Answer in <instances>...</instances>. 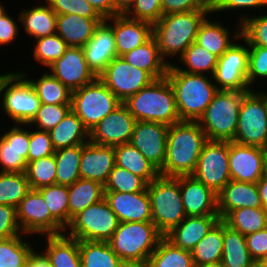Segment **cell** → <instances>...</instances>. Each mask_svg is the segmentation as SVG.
Here are the masks:
<instances>
[{
	"label": "cell",
	"instance_id": "6da1fadb",
	"mask_svg": "<svg viewBox=\"0 0 267 267\" xmlns=\"http://www.w3.org/2000/svg\"><path fill=\"white\" fill-rule=\"evenodd\" d=\"M198 121H179L169 126L165 163L159 175L178 177L192 175L207 142Z\"/></svg>",
	"mask_w": 267,
	"mask_h": 267
},
{
	"label": "cell",
	"instance_id": "7a4b0ae2",
	"mask_svg": "<svg viewBox=\"0 0 267 267\" xmlns=\"http://www.w3.org/2000/svg\"><path fill=\"white\" fill-rule=\"evenodd\" d=\"M166 78L174 91L181 121H198L218 92L207 75L178 71L174 64H169Z\"/></svg>",
	"mask_w": 267,
	"mask_h": 267
},
{
	"label": "cell",
	"instance_id": "3957f363",
	"mask_svg": "<svg viewBox=\"0 0 267 267\" xmlns=\"http://www.w3.org/2000/svg\"><path fill=\"white\" fill-rule=\"evenodd\" d=\"M123 104L137 121H152L168 126L181 121L174 91L165 77L155 79Z\"/></svg>",
	"mask_w": 267,
	"mask_h": 267
},
{
	"label": "cell",
	"instance_id": "277c9868",
	"mask_svg": "<svg viewBox=\"0 0 267 267\" xmlns=\"http://www.w3.org/2000/svg\"><path fill=\"white\" fill-rule=\"evenodd\" d=\"M163 237L152 221L119 222L107 242L126 265L144 267Z\"/></svg>",
	"mask_w": 267,
	"mask_h": 267
},
{
	"label": "cell",
	"instance_id": "5b68a950",
	"mask_svg": "<svg viewBox=\"0 0 267 267\" xmlns=\"http://www.w3.org/2000/svg\"><path fill=\"white\" fill-rule=\"evenodd\" d=\"M211 10H194L163 15L153 24V37L156 39L161 57L178 55L196 41L200 24ZM178 53V54H177ZM165 57V58H164Z\"/></svg>",
	"mask_w": 267,
	"mask_h": 267
},
{
	"label": "cell",
	"instance_id": "8992f818",
	"mask_svg": "<svg viewBox=\"0 0 267 267\" xmlns=\"http://www.w3.org/2000/svg\"><path fill=\"white\" fill-rule=\"evenodd\" d=\"M250 91L218 90L198 120L210 141H233L243 98Z\"/></svg>",
	"mask_w": 267,
	"mask_h": 267
},
{
	"label": "cell",
	"instance_id": "52a82bcc",
	"mask_svg": "<svg viewBox=\"0 0 267 267\" xmlns=\"http://www.w3.org/2000/svg\"><path fill=\"white\" fill-rule=\"evenodd\" d=\"M147 192L150 198L152 222L165 236L186 217L180 192V176L159 175L147 184Z\"/></svg>",
	"mask_w": 267,
	"mask_h": 267
},
{
	"label": "cell",
	"instance_id": "ba28073f",
	"mask_svg": "<svg viewBox=\"0 0 267 267\" xmlns=\"http://www.w3.org/2000/svg\"><path fill=\"white\" fill-rule=\"evenodd\" d=\"M121 104L98 77L71 93V110L89 132Z\"/></svg>",
	"mask_w": 267,
	"mask_h": 267
},
{
	"label": "cell",
	"instance_id": "9c48e42d",
	"mask_svg": "<svg viewBox=\"0 0 267 267\" xmlns=\"http://www.w3.org/2000/svg\"><path fill=\"white\" fill-rule=\"evenodd\" d=\"M25 77L26 75L20 71L10 72L0 87L5 114L15 124H28L35 117L41 104L34 87Z\"/></svg>",
	"mask_w": 267,
	"mask_h": 267
},
{
	"label": "cell",
	"instance_id": "30bf717a",
	"mask_svg": "<svg viewBox=\"0 0 267 267\" xmlns=\"http://www.w3.org/2000/svg\"><path fill=\"white\" fill-rule=\"evenodd\" d=\"M119 220L105 199L75 215L67 226L69 237L78 241L107 242L118 228Z\"/></svg>",
	"mask_w": 267,
	"mask_h": 267
},
{
	"label": "cell",
	"instance_id": "8fae6325",
	"mask_svg": "<svg viewBox=\"0 0 267 267\" xmlns=\"http://www.w3.org/2000/svg\"><path fill=\"white\" fill-rule=\"evenodd\" d=\"M234 142L267 149V112L258 91L251 90L240 106Z\"/></svg>",
	"mask_w": 267,
	"mask_h": 267
},
{
	"label": "cell",
	"instance_id": "7c38bea8",
	"mask_svg": "<svg viewBox=\"0 0 267 267\" xmlns=\"http://www.w3.org/2000/svg\"><path fill=\"white\" fill-rule=\"evenodd\" d=\"M192 176L218 194L231 180L229 142L208 140L202 148Z\"/></svg>",
	"mask_w": 267,
	"mask_h": 267
},
{
	"label": "cell",
	"instance_id": "4fadbf2b",
	"mask_svg": "<svg viewBox=\"0 0 267 267\" xmlns=\"http://www.w3.org/2000/svg\"><path fill=\"white\" fill-rule=\"evenodd\" d=\"M123 103L155 79L145 70L130 65L123 57H115L98 76Z\"/></svg>",
	"mask_w": 267,
	"mask_h": 267
},
{
	"label": "cell",
	"instance_id": "5bb4252c",
	"mask_svg": "<svg viewBox=\"0 0 267 267\" xmlns=\"http://www.w3.org/2000/svg\"><path fill=\"white\" fill-rule=\"evenodd\" d=\"M17 219L22 233L28 235H60L66 231L51 215L38 190L31 189L21 200L17 207Z\"/></svg>",
	"mask_w": 267,
	"mask_h": 267
},
{
	"label": "cell",
	"instance_id": "9a60e30c",
	"mask_svg": "<svg viewBox=\"0 0 267 267\" xmlns=\"http://www.w3.org/2000/svg\"><path fill=\"white\" fill-rule=\"evenodd\" d=\"M249 49L242 44L233 43L230 48L218 58L213 73V80L218 90L251 91L247 82Z\"/></svg>",
	"mask_w": 267,
	"mask_h": 267
},
{
	"label": "cell",
	"instance_id": "2e32d148",
	"mask_svg": "<svg viewBox=\"0 0 267 267\" xmlns=\"http://www.w3.org/2000/svg\"><path fill=\"white\" fill-rule=\"evenodd\" d=\"M267 149L229 142L230 179L257 183L265 174Z\"/></svg>",
	"mask_w": 267,
	"mask_h": 267
},
{
	"label": "cell",
	"instance_id": "e0dca14e",
	"mask_svg": "<svg viewBox=\"0 0 267 267\" xmlns=\"http://www.w3.org/2000/svg\"><path fill=\"white\" fill-rule=\"evenodd\" d=\"M136 122L122 103L89 132V141L113 147L130 143Z\"/></svg>",
	"mask_w": 267,
	"mask_h": 267
},
{
	"label": "cell",
	"instance_id": "ac0fdd59",
	"mask_svg": "<svg viewBox=\"0 0 267 267\" xmlns=\"http://www.w3.org/2000/svg\"><path fill=\"white\" fill-rule=\"evenodd\" d=\"M168 130L162 123L137 121L130 141L158 171L165 163Z\"/></svg>",
	"mask_w": 267,
	"mask_h": 267
},
{
	"label": "cell",
	"instance_id": "d6986e66",
	"mask_svg": "<svg viewBox=\"0 0 267 267\" xmlns=\"http://www.w3.org/2000/svg\"><path fill=\"white\" fill-rule=\"evenodd\" d=\"M48 68L52 70L50 74L71 92L97 78L88 67L82 47H68L63 56L54 61Z\"/></svg>",
	"mask_w": 267,
	"mask_h": 267
},
{
	"label": "cell",
	"instance_id": "ffe728a7",
	"mask_svg": "<svg viewBox=\"0 0 267 267\" xmlns=\"http://www.w3.org/2000/svg\"><path fill=\"white\" fill-rule=\"evenodd\" d=\"M16 124L0 137V172L25 173L28 163L30 131Z\"/></svg>",
	"mask_w": 267,
	"mask_h": 267
},
{
	"label": "cell",
	"instance_id": "44dd1931",
	"mask_svg": "<svg viewBox=\"0 0 267 267\" xmlns=\"http://www.w3.org/2000/svg\"><path fill=\"white\" fill-rule=\"evenodd\" d=\"M104 21H113L108 24L114 35L117 56H122L136 47L145 44L153 37V24L135 20L127 17L125 14L115 15Z\"/></svg>",
	"mask_w": 267,
	"mask_h": 267
},
{
	"label": "cell",
	"instance_id": "7402d4cb",
	"mask_svg": "<svg viewBox=\"0 0 267 267\" xmlns=\"http://www.w3.org/2000/svg\"><path fill=\"white\" fill-rule=\"evenodd\" d=\"M104 199L116 214L119 222L152 221L147 188L135 193L104 191Z\"/></svg>",
	"mask_w": 267,
	"mask_h": 267
},
{
	"label": "cell",
	"instance_id": "603a6c76",
	"mask_svg": "<svg viewBox=\"0 0 267 267\" xmlns=\"http://www.w3.org/2000/svg\"><path fill=\"white\" fill-rule=\"evenodd\" d=\"M180 192L186 216L218 215L217 194L192 175L180 176Z\"/></svg>",
	"mask_w": 267,
	"mask_h": 267
},
{
	"label": "cell",
	"instance_id": "cb8c5ba5",
	"mask_svg": "<svg viewBox=\"0 0 267 267\" xmlns=\"http://www.w3.org/2000/svg\"><path fill=\"white\" fill-rule=\"evenodd\" d=\"M115 166V149L113 146L99 145L88 141L82 144L80 177L104 185Z\"/></svg>",
	"mask_w": 267,
	"mask_h": 267
},
{
	"label": "cell",
	"instance_id": "d4e9b609",
	"mask_svg": "<svg viewBox=\"0 0 267 267\" xmlns=\"http://www.w3.org/2000/svg\"><path fill=\"white\" fill-rule=\"evenodd\" d=\"M88 67L98 77L106 66L117 57L112 28L103 21L91 39L82 47Z\"/></svg>",
	"mask_w": 267,
	"mask_h": 267
},
{
	"label": "cell",
	"instance_id": "484cf974",
	"mask_svg": "<svg viewBox=\"0 0 267 267\" xmlns=\"http://www.w3.org/2000/svg\"><path fill=\"white\" fill-rule=\"evenodd\" d=\"M217 200L220 220L232 210L246 207H263L256 183L230 180L217 194Z\"/></svg>",
	"mask_w": 267,
	"mask_h": 267
},
{
	"label": "cell",
	"instance_id": "4316f807",
	"mask_svg": "<svg viewBox=\"0 0 267 267\" xmlns=\"http://www.w3.org/2000/svg\"><path fill=\"white\" fill-rule=\"evenodd\" d=\"M219 220V215L186 216L164 237L174 246L191 251Z\"/></svg>",
	"mask_w": 267,
	"mask_h": 267
},
{
	"label": "cell",
	"instance_id": "83f0119b",
	"mask_svg": "<svg viewBox=\"0 0 267 267\" xmlns=\"http://www.w3.org/2000/svg\"><path fill=\"white\" fill-rule=\"evenodd\" d=\"M104 19L85 18L77 14H57L56 33L69 47H83Z\"/></svg>",
	"mask_w": 267,
	"mask_h": 267
},
{
	"label": "cell",
	"instance_id": "f1b7e54d",
	"mask_svg": "<svg viewBox=\"0 0 267 267\" xmlns=\"http://www.w3.org/2000/svg\"><path fill=\"white\" fill-rule=\"evenodd\" d=\"M123 57L130 65L147 71L154 79L167 75L169 61H165L159 52L157 41L152 37L145 44L126 52Z\"/></svg>",
	"mask_w": 267,
	"mask_h": 267
},
{
	"label": "cell",
	"instance_id": "f546056e",
	"mask_svg": "<svg viewBox=\"0 0 267 267\" xmlns=\"http://www.w3.org/2000/svg\"><path fill=\"white\" fill-rule=\"evenodd\" d=\"M46 250L43 253L51 267H82L79 241L66 234L46 235Z\"/></svg>",
	"mask_w": 267,
	"mask_h": 267
},
{
	"label": "cell",
	"instance_id": "4dcf8cb0",
	"mask_svg": "<svg viewBox=\"0 0 267 267\" xmlns=\"http://www.w3.org/2000/svg\"><path fill=\"white\" fill-rule=\"evenodd\" d=\"M49 134L55 150L82 145L89 141L88 129L72 110L49 131Z\"/></svg>",
	"mask_w": 267,
	"mask_h": 267
},
{
	"label": "cell",
	"instance_id": "1f68e13d",
	"mask_svg": "<svg viewBox=\"0 0 267 267\" xmlns=\"http://www.w3.org/2000/svg\"><path fill=\"white\" fill-rule=\"evenodd\" d=\"M224 267H256L246 245L245 235L230 228L223 222V255Z\"/></svg>",
	"mask_w": 267,
	"mask_h": 267
},
{
	"label": "cell",
	"instance_id": "d6a6232c",
	"mask_svg": "<svg viewBox=\"0 0 267 267\" xmlns=\"http://www.w3.org/2000/svg\"><path fill=\"white\" fill-rule=\"evenodd\" d=\"M102 199L104 185L99 182L80 178L68 186L69 224L75 215Z\"/></svg>",
	"mask_w": 267,
	"mask_h": 267
},
{
	"label": "cell",
	"instance_id": "836d02e7",
	"mask_svg": "<svg viewBox=\"0 0 267 267\" xmlns=\"http://www.w3.org/2000/svg\"><path fill=\"white\" fill-rule=\"evenodd\" d=\"M19 20L24 31L35 39L56 33L57 14L48 4L21 11Z\"/></svg>",
	"mask_w": 267,
	"mask_h": 267
},
{
	"label": "cell",
	"instance_id": "e575fe53",
	"mask_svg": "<svg viewBox=\"0 0 267 267\" xmlns=\"http://www.w3.org/2000/svg\"><path fill=\"white\" fill-rule=\"evenodd\" d=\"M115 165L142 177L150 183L159 176V171L130 143L114 146Z\"/></svg>",
	"mask_w": 267,
	"mask_h": 267
},
{
	"label": "cell",
	"instance_id": "d590c367",
	"mask_svg": "<svg viewBox=\"0 0 267 267\" xmlns=\"http://www.w3.org/2000/svg\"><path fill=\"white\" fill-rule=\"evenodd\" d=\"M230 35L220 22L205 18L199 26L195 42L219 58L234 42L229 39Z\"/></svg>",
	"mask_w": 267,
	"mask_h": 267
},
{
	"label": "cell",
	"instance_id": "8d00e7d4",
	"mask_svg": "<svg viewBox=\"0 0 267 267\" xmlns=\"http://www.w3.org/2000/svg\"><path fill=\"white\" fill-rule=\"evenodd\" d=\"M194 266L219 262L223 255V221L219 220L191 250Z\"/></svg>",
	"mask_w": 267,
	"mask_h": 267
},
{
	"label": "cell",
	"instance_id": "74e56055",
	"mask_svg": "<svg viewBox=\"0 0 267 267\" xmlns=\"http://www.w3.org/2000/svg\"><path fill=\"white\" fill-rule=\"evenodd\" d=\"M82 267H125L108 242L79 241Z\"/></svg>",
	"mask_w": 267,
	"mask_h": 267
},
{
	"label": "cell",
	"instance_id": "f35d334b",
	"mask_svg": "<svg viewBox=\"0 0 267 267\" xmlns=\"http://www.w3.org/2000/svg\"><path fill=\"white\" fill-rule=\"evenodd\" d=\"M144 267H194L191 251L174 246L163 237Z\"/></svg>",
	"mask_w": 267,
	"mask_h": 267
},
{
	"label": "cell",
	"instance_id": "ab89813d",
	"mask_svg": "<svg viewBox=\"0 0 267 267\" xmlns=\"http://www.w3.org/2000/svg\"><path fill=\"white\" fill-rule=\"evenodd\" d=\"M222 221L243 235L255 233L267 227L265 208H239L230 211Z\"/></svg>",
	"mask_w": 267,
	"mask_h": 267
},
{
	"label": "cell",
	"instance_id": "60d3db41",
	"mask_svg": "<svg viewBox=\"0 0 267 267\" xmlns=\"http://www.w3.org/2000/svg\"><path fill=\"white\" fill-rule=\"evenodd\" d=\"M82 145L55 150L56 184L70 186L80 179Z\"/></svg>",
	"mask_w": 267,
	"mask_h": 267
},
{
	"label": "cell",
	"instance_id": "b9f144b4",
	"mask_svg": "<svg viewBox=\"0 0 267 267\" xmlns=\"http://www.w3.org/2000/svg\"><path fill=\"white\" fill-rule=\"evenodd\" d=\"M34 87L41 104L71 105V91L50 72L37 80L28 79Z\"/></svg>",
	"mask_w": 267,
	"mask_h": 267
},
{
	"label": "cell",
	"instance_id": "7bdbcfd3",
	"mask_svg": "<svg viewBox=\"0 0 267 267\" xmlns=\"http://www.w3.org/2000/svg\"><path fill=\"white\" fill-rule=\"evenodd\" d=\"M180 62L185 64L188 68L183 69L175 65L178 71H184L191 74H205L210 71V76H213L215 71L218 57L208 50L193 42L184 53L178 57Z\"/></svg>",
	"mask_w": 267,
	"mask_h": 267
},
{
	"label": "cell",
	"instance_id": "ee69618b",
	"mask_svg": "<svg viewBox=\"0 0 267 267\" xmlns=\"http://www.w3.org/2000/svg\"><path fill=\"white\" fill-rule=\"evenodd\" d=\"M18 236L0 239V267H27L34 249Z\"/></svg>",
	"mask_w": 267,
	"mask_h": 267
},
{
	"label": "cell",
	"instance_id": "f6af8a7d",
	"mask_svg": "<svg viewBox=\"0 0 267 267\" xmlns=\"http://www.w3.org/2000/svg\"><path fill=\"white\" fill-rule=\"evenodd\" d=\"M30 190L25 173L0 172V204L17 208Z\"/></svg>",
	"mask_w": 267,
	"mask_h": 267
},
{
	"label": "cell",
	"instance_id": "bcb514c9",
	"mask_svg": "<svg viewBox=\"0 0 267 267\" xmlns=\"http://www.w3.org/2000/svg\"><path fill=\"white\" fill-rule=\"evenodd\" d=\"M238 30L233 39H243L246 45L262 46L267 48V15L255 17L241 15ZM240 28V29H239Z\"/></svg>",
	"mask_w": 267,
	"mask_h": 267
},
{
	"label": "cell",
	"instance_id": "7dc6e473",
	"mask_svg": "<svg viewBox=\"0 0 267 267\" xmlns=\"http://www.w3.org/2000/svg\"><path fill=\"white\" fill-rule=\"evenodd\" d=\"M51 215L66 229L69 225L68 186L49 185L38 189Z\"/></svg>",
	"mask_w": 267,
	"mask_h": 267
},
{
	"label": "cell",
	"instance_id": "c3c4849f",
	"mask_svg": "<svg viewBox=\"0 0 267 267\" xmlns=\"http://www.w3.org/2000/svg\"><path fill=\"white\" fill-rule=\"evenodd\" d=\"M55 156L50 155L27 163L26 177L32 190L56 184Z\"/></svg>",
	"mask_w": 267,
	"mask_h": 267
},
{
	"label": "cell",
	"instance_id": "681fc988",
	"mask_svg": "<svg viewBox=\"0 0 267 267\" xmlns=\"http://www.w3.org/2000/svg\"><path fill=\"white\" fill-rule=\"evenodd\" d=\"M147 184L142 177L115 165L104 184V191L135 193L144 191Z\"/></svg>",
	"mask_w": 267,
	"mask_h": 267
},
{
	"label": "cell",
	"instance_id": "f907efd6",
	"mask_svg": "<svg viewBox=\"0 0 267 267\" xmlns=\"http://www.w3.org/2000/svg\"><path fill=\"white\" fill-rule=\"evenodd\" d=\"M34 46V59L47 67L60 59L69 47L57 33L37 38Z\"/></svg>",
	"mask_w": 267,
	"mask_h": 267
},
{
	"label": "cell",
	"instance_id": "816d5d0a",
	"mask_svg": "<svg viewBox=\"0 0 267 267\" xmlns=\"http://www.w3.org/2000/svg\"><path fill=\"white\" fill-rule=\"evenodd\" d=\"M71 110V105L40 104L35 117L25 125L33 124L43 131L56 127Z\"/></svg>",
	"mask_w": 267,
	"mask_h": 267
},
{
	"label": "cell",
	"instance_id": "f5cc1de1",
	"mask_svg": "<svg viewBox=\"0 0 267 267\" xmlns=\"http://www.w3.org/2000/svg\"><path fill=\"white\" fill-rule=\"evenodd\" d=\"M56 14H77L85 18L103 19L87 0H46Z\"/></svg>",
	"mask_w": 267,
	"mask_h": 267
},
{
	"label": "cell",
	"instance_id": "db71d44e",
	"mask_svg": "<svg viewBox=\"0 0 267 267\" xmlns=\"http://www.w3.org/2000/svg\"><path fill=\"white\" fill-rule=\"evenodd\" d=\"M162 0H135L125 15L131 19L156 23L162 16Z\"/></svg>",
	"mask_w": 267,
	"mask_h": 267
},
{
	"label": "cell",
	"instance_id": "11a10c76",
	"mask_svg": "<svg viewBox=\"0 0 267 267\" xmlns=\"http://www.w3.org/2000/svg\"><path fill=\"white\" fill-rule=\"evenodd\" d=\"M248 86L253 85L255 79L267 78V48L262 46L248 45ZM258 77V78H257Z\"/></svg>",
	"mask_w": 267,
	"mask_h": 267
},
{
	"label": "cell",
	"instance_id": "9f6ffc18",
	"mask_svg": "<svg viewBox=\"0 0 267 267\" xmlns=\"http://www.w3.org/2000/svg\"><path fill=\"white\" fill-rule=\"evenodd\" d=\"M36 128L38 130L30 131L28 163L55 153L49 132Z\"/></svg>",
	"mask_w": 267,
	"mask_h": 267
},
{
	"label": "cell",
	"instance_id": "6f0895ef",
	"mask_svg": "<svg viewBox=\"0 0 267 267\" xmlns=\"http://www.w3.org/2000/svg\"><path fill=\"white\" fill-rule=\"evenodd\" d=\"M22 234L17 219V208L0 204V239L18 236Z\"/></svg>",
	"mask_w": 267,
	"mask_h": 267
},
{
	"label": "cell",
	"instance_id": "680465c9",
	"mask_svg": "<svg viewBox=\"0 0 267 267\" xmlns=\"http://www.w3.org/2000/svg\"><path fill=\"white\" fill-rule=\"evenodd\" d=\"M161 2L163 15L194 10H211V0H162Z\"/></svg>",
	"mask_w": 267,
	"mask_h": 267
},
{
	"label": "cell",
	"instance_id": "91938a15",
	"mask_svg": "<svg viewBox=\"0 0 267 267\" xmlns=\"http://www.w3.org/2000/svg\"><path fill=\"white\" fill-rule=\"evenodd\" d=\"M251 258L257 263L267 257V227L245 236Z\"/></svg>",
	"mask_w": 267,
	"mask_h": 267
},
{
	"label": "cell",
	"instance_id": "94428289",
	"mask_svg": "<svg viewBox=\"0 0 267 267\" xmlns=\"http://www.w3.org/2000/svg\"><path fill=\"white\" fill-rule=\"evenodd\" d=\"M266 7L267 0H211V12H221L231 9H248Z\"/></svg>",
	"mask_w": 267,
	"mask_h": 267
},
{
	"label": "cell",
	"instance_id": "6125c7cd",
	"mask_svg": "<svg viewBox=\"0 0 267 267\" xmlns=\"http://www.w3.org/2000/svg\"><path fill=\"white\" fill-rule=\"evenodd\" d=\"M17 23L5 11L0 17V45L10 44L16 39Z\"/></svg>",
	"mask_w": 267,
	"mask_h": 267
},
{
	"label": "cell",
	"instance_id": "be15d7a7",
	"mask_svg": "<svg viewBox=\"0 0 267 267\" xmlns=\"http://www.w3.org/2000/svg\"><path fill=\"white\" fill-rule=\"evenodd\" d=\"M97 13L105 20L115 15H119L116 11L113 0H87Z\"/></svg>",
	"mask_w": 267,
	"mask_h": 267
},
{
	"label": "cell",
	"instance_id": "e7e4bbea",
	"mask_svg": "<svg viewBox=\"0 0 267 267\" xmlns=\"http://www.w3.org/2000/svg\"><path fill=\"white\" fill-rule=\"evenodd\" d=\"M27 267H51V265L43 253H37V251H34L29 258Z\"/></svg>",
	"mask_w": 267,
	"mask_h": 267
},
{
	"label": "cell",
	"instance_id": "03108f58",
	"mask_svg": "<svg viewBox=\"0 0 267 267\" xmlns=\"http://www.w3.org/2000/svg\"><path fill=\"white\" fill-rule=\"evenodd\" d=\"M263 208L267 207V176L264 174L256 183Z\"/></svg>",
	"mask_w": 267,
	"mask_h": 267
},
{
	"label": "cell",
	"instance_id": "003e7915",
	"mask_svg": "<svg viewBox=\"0 0 267 267\" xmlns=\"http://www.w3.org/2000/svg\"><path fill=\"white\" fill-rule=\"evenodd\" d=\"M116 11L119 14H125L133 5L135 0H113Z\"/></svg>",
	"mask_w": 267,
	"mask_h": 267
},
{
	"label": "cell",
	"instance_id": "a7ac6f4b",
	"mask_svg": "<svg viewBox=\"0 0 267 267\" xmlns=\"http://www.w3.org/2000/svg\"><path fill=\"white\" fill-rule=\"evenodd\" d=\"M194 267H224V266L221 263V261H219V262H215V263H208V264L198 265V266H194Z\"/></svg>",
	"mask_w": 267,
	"mask_h": 267
},
{
	"label": "cell",
	"instance_id": "89a4df30",
	"mask_svg": "<svg viewBox=\"0 0 267 267\" xmlns=\"http://www.w3.org/2000/svg\"><path fill=\"white\" fill-rule=\"evenodd\" d=\"M256 267H267V257L259 260L256 263Z\"/></svg>",
	"mask_w": 267,
	"mask_h": 267
},
{
	"label": "cell",
	"instance_id": "2644e50d",
	"mask_svg": "<svg viewBox=\"0 0 267 267\" xmlns=\"http://www.w3.org/2000/svg\"><path fill=\"white\" fill-rule=\"evenodd\" d=\"M261 97H262V99L264 100V102H265V107H266V112H267V93L266 92H260V93H258Z\"/></svg>",
	"mask_w": 267,
	"mask_h": 267
},
{
	"label": "cell",
	"instance_id": "8c879c8a",
	"mask_svg": "<svg viewBox=\"0 0 267 267\" xmlns=\"http://www.w3.org/2000/svg\"><path fill=\"white\" fill-rule=\"evenodd\" d=\"M8 74H9V73L1 74V75H0V87H1V84H2V82H3V80H4V78H5Z\"/></svg>",
	"mask_w": 267,
	"mask_h": 267
},
{
	"label": "cell",
	"instance_id": "753ad0ef",
	"mask_svg": "<svg viewBox=\"0 0 267 267\" xmlns=\"http://www.w3.org/2000/svg\"><path fill=\"white\" fill-rule=\"evenodd\" d=\"M5 12V7L0 4V17Z\"/></svg>",
	"mask_w": 267,
	"mask_h": 267
},
{
	"label": "cell",
	"instance_id": "34e18365",
	"mask_svg": "<svg viewBox=\"0 0 267 267\" xmlns=\"http://www.w3.org/2000/svg\"><path fill=\"white\" fill-rule=\"evenodd\" d=\"M265 175L267 176V155H266V159H265Z\"/></svg>",
	"mask_w": 267,
	"mask_h": 267
}]
</instances>
